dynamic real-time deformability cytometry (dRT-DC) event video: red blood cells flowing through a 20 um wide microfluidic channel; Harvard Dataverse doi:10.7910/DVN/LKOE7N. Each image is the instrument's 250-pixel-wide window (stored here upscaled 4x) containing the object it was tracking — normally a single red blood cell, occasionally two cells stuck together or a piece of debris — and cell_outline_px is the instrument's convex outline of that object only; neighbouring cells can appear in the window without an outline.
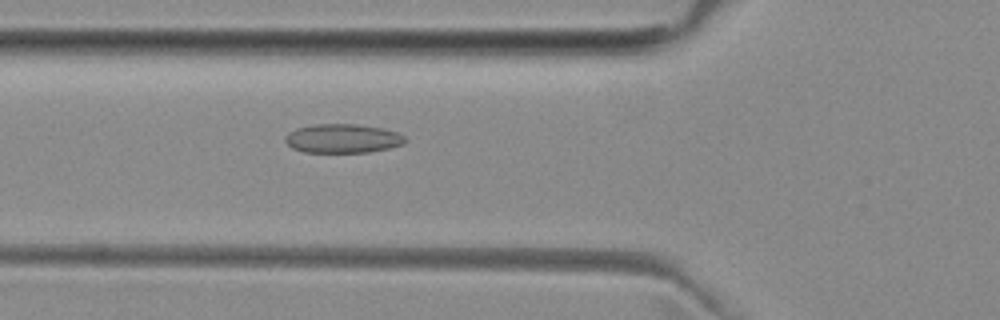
{"species": "common noctule bat (a hibernating species)", "species_latin": "Nyctalus noctula", "temperature_condition": "room temperature", "stored_images_in_passage": 42, "camera_frame_rate_fps": 3000, "um_per_image_px": 0.085, "animal": {"sex": "female", "body_mass_g": 29.2, "forearm_length_mm": 56.3}, "frame": {"image": 1, "passage_image": 17, "time_ms": 5.333, "image_size_px": [1000, 320], "cell_outline_px": [[408, 140], [404, 144], [388, 148], [368, 152], [304, 152], [292, 148], [284, 140], [284, 136], [288, 132], [296, 128], [316, 124], [356, 124], [380, 128], [396, 132], [404, 136]], "centroid_in_image_um": [29.1, 11.77], "position_along_channel_um": 96.7, "area_um2": 20.23}}
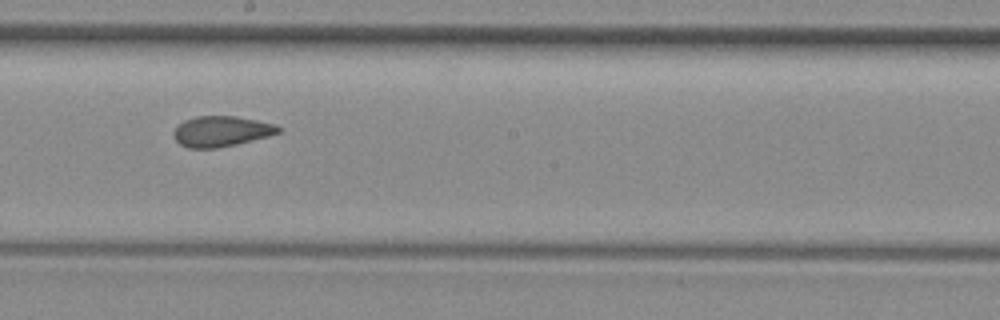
{"frame": {"image": 2, "passage_image": 27, "time_ms": 8.667, "image_size_px": [1000, 320], "cell_outline_px": [[280, 132], [268, 136], [236, 144], [216, 148], [188, 148], [180, 144], [172, 136], [172, 132], [184, 120], [196, 116], [236, 116], [276, 124], [280, 128]], "centroid_in_image_um": [18.79, 11.16], "position_along_channel_um": 229.4, "area_um2": 18.55}}
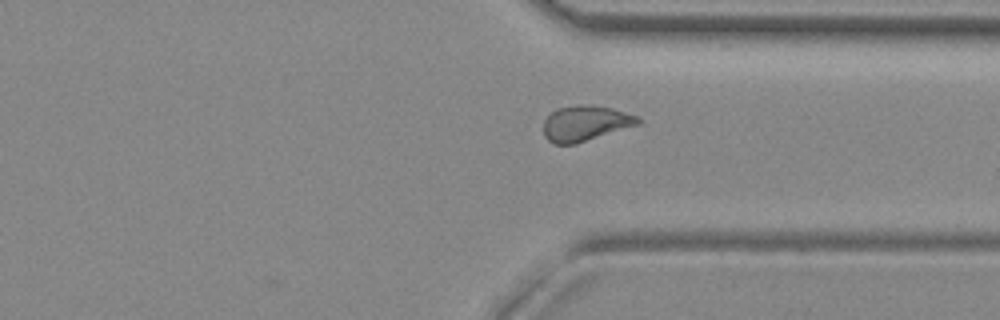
{"frame": {"image": 3, "passage_image": 37, "time_ms": 12.0, "image_size_px": [1000, 320], "cell_outline_px": [[644, 120], [640, 124], [576, 144], [552, 144], [544, 136], [544, 120], [556, 108], [576, 104], [580, 104], [612, 108], [640, 116]], "centroid_in_image_um": [49.79, 10.48], "position_along_channel_um": 361.6, "area_um2": 19.77}, "authors_computed_cell_mechanics": {"area_um2": 19.652, "velocity_mm_per_s": 3.9651, "shape_relaxation_time_tau1_ms": null, "shape_relaxation_time_tau2_ms": 1.2814, "deformation_change_tau1": null, "deformation_change_tau2": 0.0718}}